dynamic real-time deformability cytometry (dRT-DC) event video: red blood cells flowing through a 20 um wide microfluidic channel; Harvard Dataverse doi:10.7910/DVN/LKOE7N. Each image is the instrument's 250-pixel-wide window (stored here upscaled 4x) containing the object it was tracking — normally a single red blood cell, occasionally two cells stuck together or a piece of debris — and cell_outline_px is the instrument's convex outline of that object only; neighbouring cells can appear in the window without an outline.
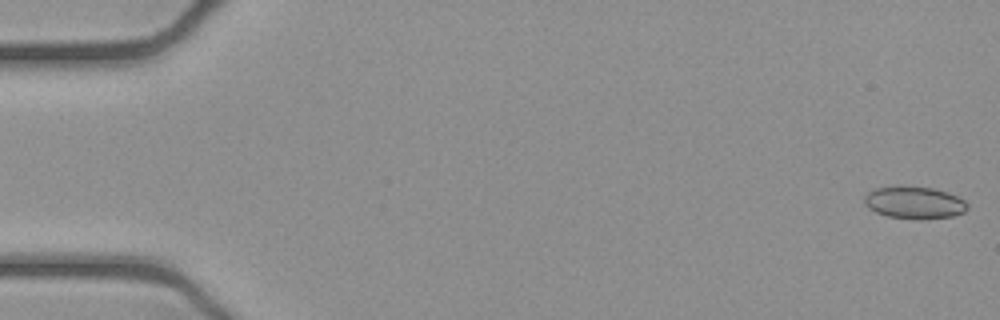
{"species": "common noctule bat (a hibernating species)", "species_latin": "Nyctalus noctula", "temperature_condition": "cold", "stored_images_in_passage": 52, "camera_frame_rate_fps": 3000, "um_per_image_px": 0.085, "animal": {"sex": "female", "body_mass_g": 21.9}, "frame": {"image": 1, "passage_image": 1, "time_ms": 0.0, "image_size_px": [1000, 320], "cell_outline_px": [[968, 208], [964, 212], [952, 216], [924, 220], [920, 220], [888, 216], [876, 212], [868, 208], [864, 204], [864, 196], [868, 192], [876, 188], [900, 184], [932, 188], [956, 196], [964, 200], [968, 204]], "centroid_in_image_um": [77.69, 17.21], "position_along_channel_um": 7.3, "area_um2": 19.71}}
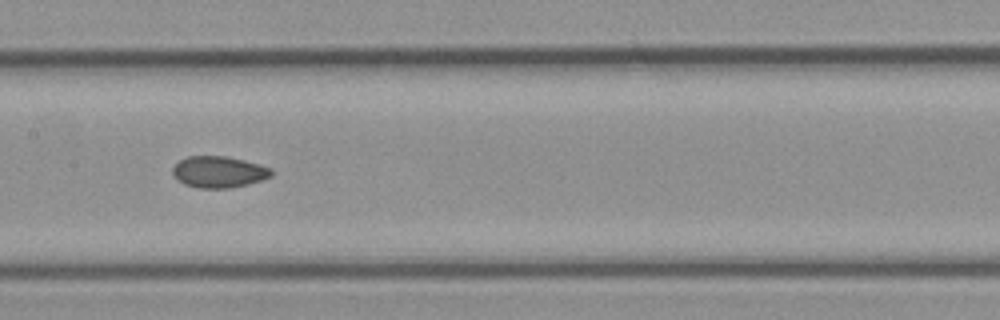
{"frame": {"image": 2, "passage_image": 26, "time_ms": 8.333, "image_size_px": [1000, 320], "cell_outline_px": [[272, 176], [260, 180], [228, 188], [200, 188], [184, 184], [176, 180], [172, 172], [172, 168], [180, 160], [188, 156], [224, 156], [244, 160], [260, 164], [272, 168]], "centroid_in_image_um": [18.57, 14.6], "position_along_channel_um": 188.8, "area_um2": 17.98}}
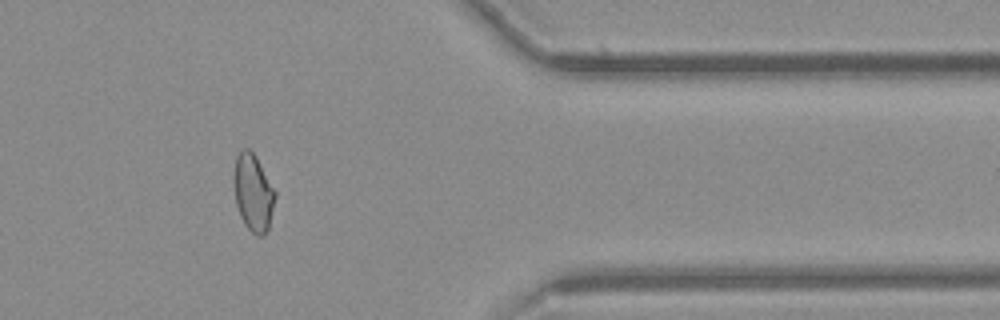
{"frame": {"image": 3, "passage_image": 43, "time_ms": 14.0, "image_size_px": [1000, 320], "cell_outline_px": [[276, 196], [268, 228], [264, 236], [256, 236], [244, 224], [240, 216], [236, 204], [232, 176], [236, 156], [244, 148], [248, 148], [256, 156], [276, 192]], "centroid_in_image_um": [21.5, 16.37], "position_along_channel_um": 389.9, "area_um2": 18.67}, "authors_computed_cell_mechanics": {"area_um2": 18.7272, "velocity_mm_per_s": 3.9278, "shape_relaxation_time_tau1_ms": null, "shape_relaxation_time_tau2_ms": 2.281, "deformation_change_tau1": null, "deformation_change_tau2": 0.055}}